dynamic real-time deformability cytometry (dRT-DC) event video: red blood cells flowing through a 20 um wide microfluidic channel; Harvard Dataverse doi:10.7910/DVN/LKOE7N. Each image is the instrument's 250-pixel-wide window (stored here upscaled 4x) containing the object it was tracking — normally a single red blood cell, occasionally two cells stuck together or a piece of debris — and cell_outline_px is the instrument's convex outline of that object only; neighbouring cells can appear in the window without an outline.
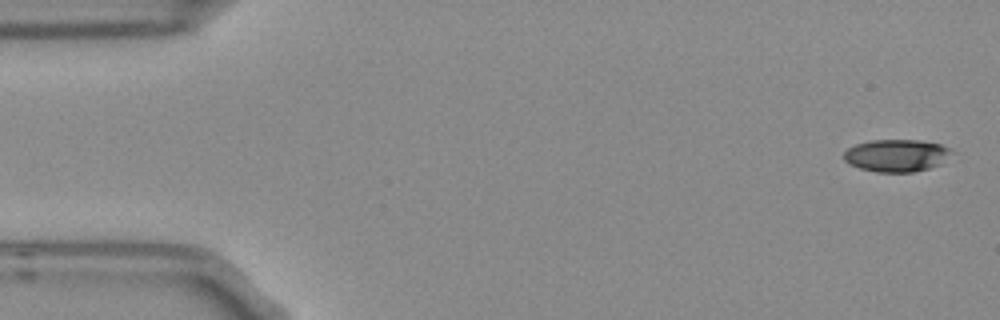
{"species": "Egyptian fruit bat (a non-hibernating species)", "species_latin": "Rousettus aegyptiacus", "temperature_condition": "room temperature", "stored_images_in_passage": 9, "camera_frame_rate_fps": 3000, "um_per_image_px": 0.085, "frame": {"image": 1, "passage_image": 1, "time_ms": 0.0, "image_size_px": [1000, 320], "cell_outline_px": [[952, 152], [940, 164], [928, 168], [912, 172], [876, 172], [860, 168], [848, 164], [844, 160], [844, 152], [848, 148], [856, 144], [872, 140], [916, 140], [940, 144], [952, 148]], "centroid_in_image_um": [76.18, 13.21], "position_along_channel_um": 8.8, "area_um2": 20.23}}
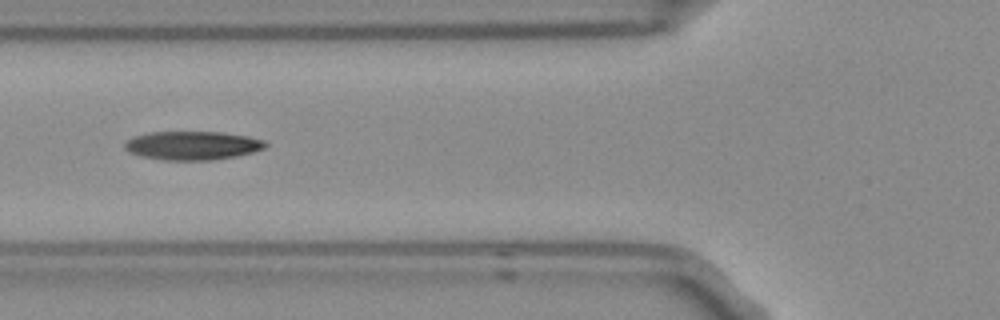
{"frame": {"image": 2, "passage_image": 6, "time_ms": 1.667, "image_size_px": [1000, 320], "cell_outline_px": [[268, 144], [264, 148], [252, 152], [236, 156], [212, 160], [164, 160], [140, 156], [128, 152], [124, 148], [124, 144], [132, 136], [152, 132], [224, 132], [248, 136], [264, 140]], "centroid_in_image_um": [16.34, 12.36], "position_along_channel_um": 109.5, "area_um2": 23.58}}